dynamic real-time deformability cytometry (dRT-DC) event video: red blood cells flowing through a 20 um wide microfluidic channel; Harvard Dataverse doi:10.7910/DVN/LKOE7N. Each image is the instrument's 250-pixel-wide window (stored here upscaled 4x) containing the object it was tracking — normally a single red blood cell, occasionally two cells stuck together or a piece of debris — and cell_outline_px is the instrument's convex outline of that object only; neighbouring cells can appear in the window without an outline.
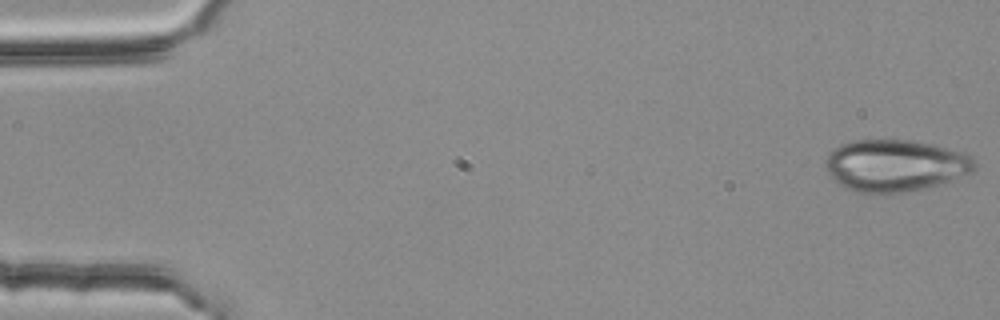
{"species": "common noctule bat (a hibernating species)", "species_latin": "Nyctalus noctula", "temperature_condition": "room temperature", "stored_images_in_passage": 28, "camera_frame_rate_fps": 3000, "um_per_image_px": 0.085, "animal": {"sex": "female", "body_mass_g": 25.1}, "frame": {"image": 1, "passage_image": 1, "time_ms": 0.0, "image_size_px": [1000, 320], "cell_outline_px": [[976, 168], [972, 172], [924, 188], [884, 196], [856, 192], [844, 188], [828, 172], [824, 164], [824, 160], [840, 144], [852, 140], [912, 140], [932, 144], [964, 152], [972, 156], [976, 160]], "centroid_in_image_um": [76.08, 14.08], "position_along_channel_um": 8.9, "area_um2": 45.43}}
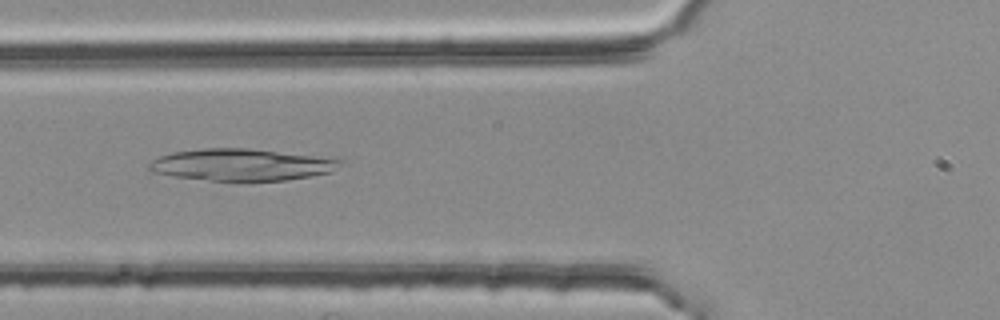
{"frame": {"image": 2, "passage_image": 20, "time_ms": 6.333, "image_size_px": [1000, 320], "cell_outline_px": [[344, 160], [332, 172], [312, 176], [284, 180], [248, 184], [208, 180], [172, 176], [152, 172], [148, 168], [148, 164], [156, 156], [172, 152], [204, 148], [248, 148]], "centroid_in_image_um": [20.46, 14.04], "position_along_channel_um": 105.3, "area_um2": 36.24}}